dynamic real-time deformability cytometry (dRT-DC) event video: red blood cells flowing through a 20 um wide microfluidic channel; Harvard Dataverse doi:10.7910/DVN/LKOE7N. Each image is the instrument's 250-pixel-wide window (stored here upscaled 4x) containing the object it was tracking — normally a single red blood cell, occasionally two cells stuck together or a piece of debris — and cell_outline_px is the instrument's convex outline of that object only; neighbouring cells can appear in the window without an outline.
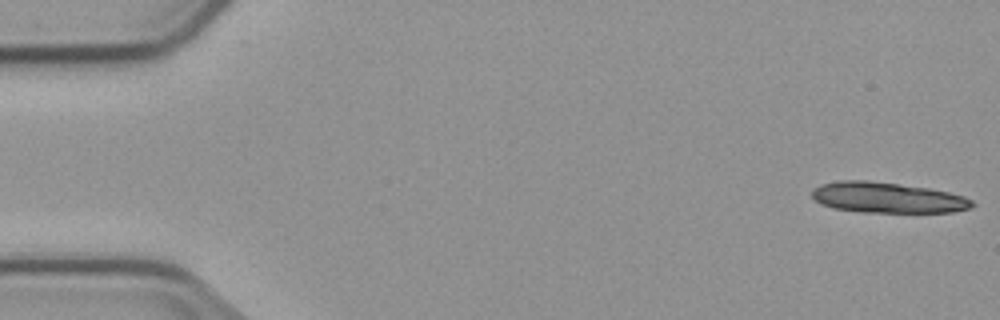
{"species": "common noctule bat (a hibernating species)", "species_latin": "Nyctalus noctula", "temperature_condition": "cold", "stored_images_in_passage": 8, "camera_frame_rate_fps": 3000, "um_per_image_px": 0.085, "animal": {"sex": "male", "body_mass_g": 23.1, "forearm_length_mm": 52.7}, "frame": {"image": 1, "passage_image": 1, "time_ms": 0.0, "image_size_px": [1000, 320], "cell_outline_px": [[976, 204], [968, 208], [952, 212], [860, 212], [832, 208], [820, 204], [812, 196], [812, 188], [820, 184], [840, 180], [868, 180], [928, 188], [948, 192], [964, 196], [972, 200]], "centroid_in_image_um": [75.39, 16.79], "position_along_channel_um": 9.6, "area_um2": 28.61}}